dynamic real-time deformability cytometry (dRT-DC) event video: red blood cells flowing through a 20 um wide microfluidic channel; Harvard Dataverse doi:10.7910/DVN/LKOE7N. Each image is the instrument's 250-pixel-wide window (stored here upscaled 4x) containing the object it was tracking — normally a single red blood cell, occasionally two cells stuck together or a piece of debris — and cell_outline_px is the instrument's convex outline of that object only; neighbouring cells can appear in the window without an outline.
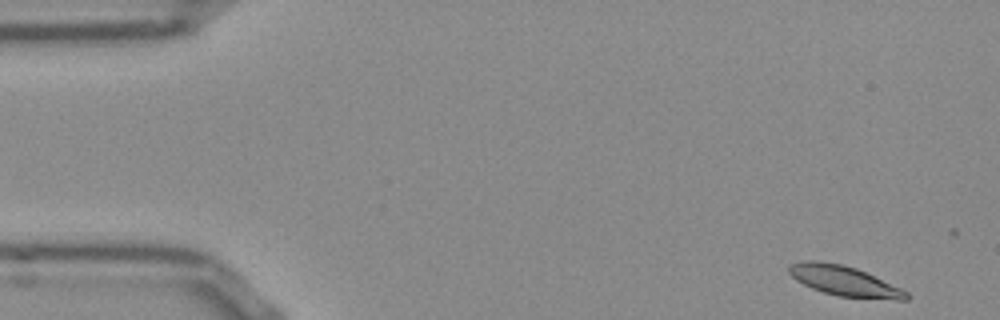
{"species": "Egyptian fruit bat (a non-hibernating species)", "species_latin": "Rousettus aegyptiacus", "temperature_condition": "room temperature", "stored_images_in_passage": 12, "camera_frame_rate_fps": 3000, "um_per_image_px": 0.085, "frame": {"image": 1, "passage_image": 2, "time_ms": 0.333, "image_size_px": [1000, 320], "cell_outline_px": [[912, 296], [908, 300], [896, 300], [836, 296], [812, 288], [796, 280], [788, 272], [788, 268], [792, 264], [804, 260], [812, 260], [844, 264], [856, 268], [900, 288], [908, 292]], "centroid_in_image_um": [71.79, 23.89], "position_along_channel_um": 13.2, "area_um2": 20.52}}